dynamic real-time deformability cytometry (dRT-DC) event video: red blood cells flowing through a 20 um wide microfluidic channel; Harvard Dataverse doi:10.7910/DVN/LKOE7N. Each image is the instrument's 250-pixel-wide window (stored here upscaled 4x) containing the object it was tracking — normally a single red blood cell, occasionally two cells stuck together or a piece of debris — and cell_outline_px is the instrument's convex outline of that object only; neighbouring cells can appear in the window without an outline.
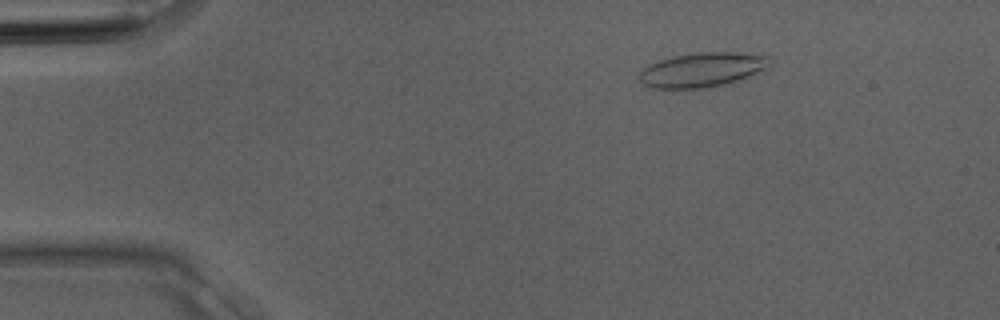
{"species": "Egyptian fruit bat (a non-hibernating species)", "species_latin": "Rousettus aegyptiacus", "temperature_condition": "room temperature", "stored_images_in_passage": 4, "camera_frame_rate_fps": 3000, "um_per_image_px": 0.085, "animal": {"sex": "male"}, "frame": {"image": 1, "passage_image": 4, "time_ms": 1.0, "image_size_px": [1000, 320], "cell_outline_px": [[772, 68], [724, 84], [708, 88], [648, 88], [640, 80], [640, 72], [648, 64], [660, 60], [676, 56], [696, 52], [736, 52], [768, 56], [772, 60]], "centroid_in_image_um": [59.74, 5.92], "position_along_channel_um": 25.3, "area_um2": 26.3}}